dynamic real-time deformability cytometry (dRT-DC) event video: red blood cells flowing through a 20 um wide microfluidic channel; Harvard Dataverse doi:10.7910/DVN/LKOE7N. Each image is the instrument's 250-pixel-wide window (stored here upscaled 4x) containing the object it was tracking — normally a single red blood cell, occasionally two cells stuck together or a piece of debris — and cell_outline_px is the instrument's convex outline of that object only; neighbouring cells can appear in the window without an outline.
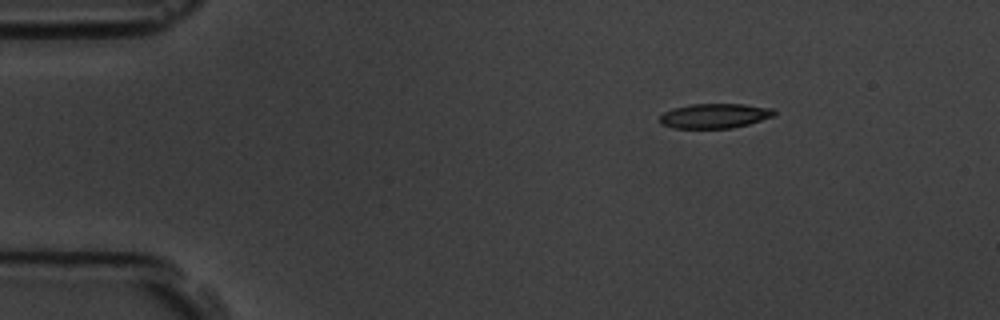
{"species": "common noctule bat (a hibernating species)", "species_latin": "Nyctalus noctula", "temperature_condition": "room temperature", "stored_images_in_passage": 13, "camera_frame_rate_fps": 3000, "um_per_image_px": 0.085, "animal": {"sex": "male", "body_mass_g": 19.5, "forearm_length_mm": 54.6}, "frame": {"image": 1, "passage_image": 1, "time_ms": 0.0, "image_size_px": [1000, 320], "cell_outline_px": [[776, 112], [772, 116], [748, 124], [732, 128], [672, 128], [660, 124], [660, 116], [664, 112], [672, 108], [688, 104], [744, 104], [772, 108]], "centroid_in_image_um": [60.7, 9.84], "position_along_channel_um": 24.3, "area_um2": 16.47}}
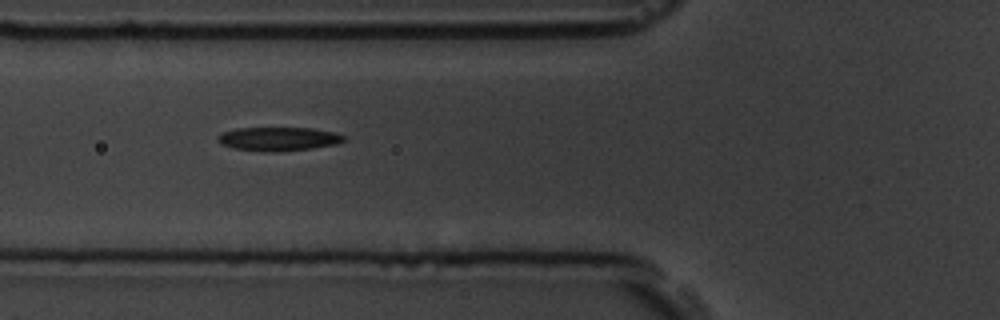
{"frame": {"image": 2, "passage_image": 4, "time_ms": 4.0, "image_size_px": [1000, 320], "cell_outline_px": [[348, 140], [336, 144], [312, 148], [272, 152], [264, 152], [232, 148], [220, 144], [216, 140], [216, 136], [224, 132], [236, 128], [312, 128], [332, 132], [344, 136]], "centroid_in_image_um": [23.63, 11.81], "position_along_channel_um": 102.2, "area_um2": 17.51}}
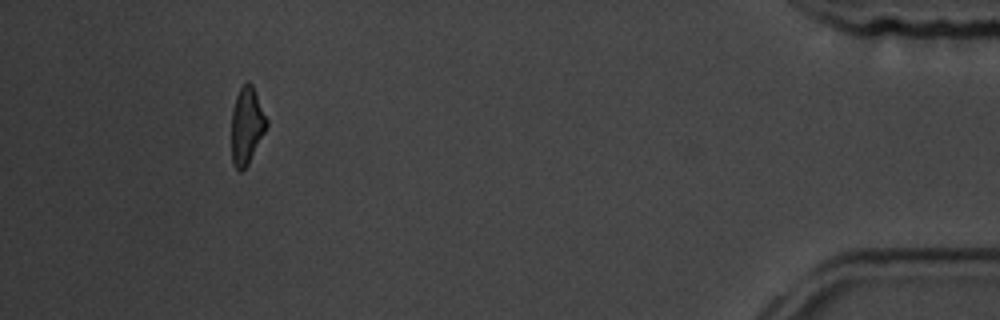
{"frame": {"image": 3, "passage_image": 12, "time_ms": 14.0, "image_size_px": [1000, 320], "cell_outline_px": [[268, 124], [248, 164], [240, 172], [232, 164], [232, 108], [236, 96], [240, 88], [248, 80], [252, 84], [268, 120]], "centroid_in_image_um": [20.97, 10.66], "position_along_channel_um": 414.2, "area_um2": 15.61}, "authors_computed_cell_mechanics": {"area_um2": 17.5134, "velocity_mm_per_s": 3.7703, "shape_relaxation_time_tau1_ms": 1.7722, "shape_relaxation_time_tau2_ms": null, "deformation_change_tau1": 0.1042, "deformation_change_tau2": null}}